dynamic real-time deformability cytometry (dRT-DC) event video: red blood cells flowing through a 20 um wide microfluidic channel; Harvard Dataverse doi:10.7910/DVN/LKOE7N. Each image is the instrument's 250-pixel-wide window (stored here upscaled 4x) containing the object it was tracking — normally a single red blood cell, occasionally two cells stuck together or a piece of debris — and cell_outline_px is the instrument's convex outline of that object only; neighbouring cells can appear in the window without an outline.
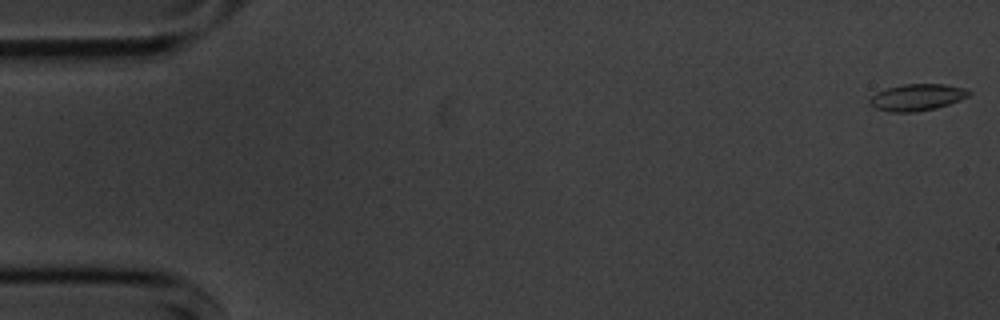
{"species": "common noctule bat (a hibernating species)", "species_latin": "Nyctalus noctula", "temperature_condition": "cold", "stored_images_in_passage": 6, "camera_frame_rate_fps": 3000, "um_per_image_px": 0.085, "animal": {"sex": "male", "body_mass_g": 20.1, "forearm_length_mm": 53.5}, "frame": {"image": 1, "passage_image": 1, "time_ms": 0.0, "image_size_px": [1000, 320], "cell_outline_px": [[972, 92], [968, 96], [960, 100], [936, 108], [916, 112], [888, 112], [876, 108], [868, 104], [868, 100], [876, 92], [884, 88], [904, 84], [944, 84], [964, 88]], "centroid_in_image_um": [77.91, 8.27], "position_along_channel_um": 7.1, "area_um2": 15.55}}
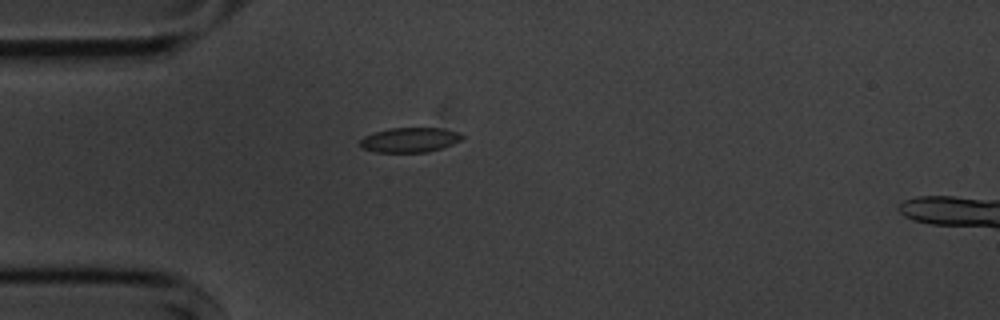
{"frame": {"image": 2, "passage_image": 5, "time_ms": 4.667, "image_size_px": [1000, 320], "cell_outline_px": [[464, 136], [460, 140], [452, 144], [428, 152], [376, 152], [364, 148], [360, 144], [360, 140], [364, 136], [376, 132], [392, 128], [444, 128], [456, 132]], "centroid_in_image_um": [34.83, 11.89], "position_along_channel_um": 50.2, "area_um2": 14.45}}